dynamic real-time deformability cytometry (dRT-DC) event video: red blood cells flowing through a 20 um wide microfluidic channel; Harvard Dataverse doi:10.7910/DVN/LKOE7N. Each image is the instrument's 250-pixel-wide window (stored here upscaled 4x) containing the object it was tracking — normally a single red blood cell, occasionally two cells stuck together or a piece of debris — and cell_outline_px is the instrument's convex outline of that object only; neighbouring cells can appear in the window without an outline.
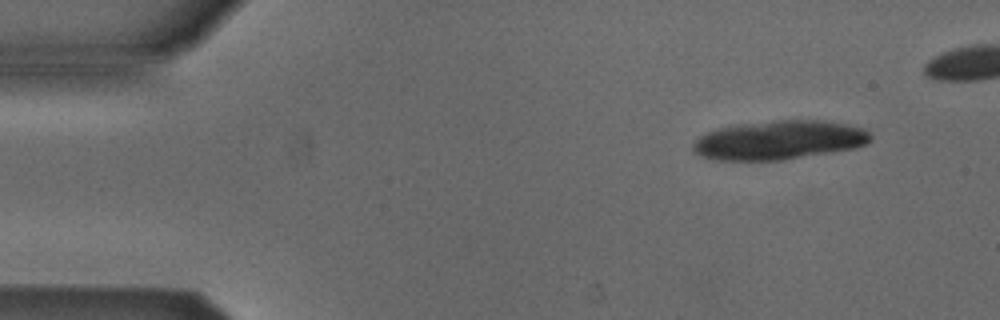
{"species": "Egyptian fruit bat (a non-hibernating species)", "species_latin": "Rousettus aegyptiacus", "temperature_condition": "cold", "stored_images_in_passage": 6, "camera_frame_rate_fps": 3000, "um_per_image_px": 0.085, "animal": {"sex": "male"}, "frame": {"image": 1, "passage_image": 1, "time_ms": 0.0, "image_size_px": [1000, 320], "cell_outline_px": [[872, 140], [856, 148], [784, 160], [712, 160], [700, 156], [692, 152], [692, 144], [700, 136], [716, 128], [736, 124], [776, 120], [820, 120], [844, 124], [864, 128], [872, 136]], "centroid_in_image_um": [66.19, 11.91], "position_along_channel_um": 18.8, "area_um2": 40.63}}
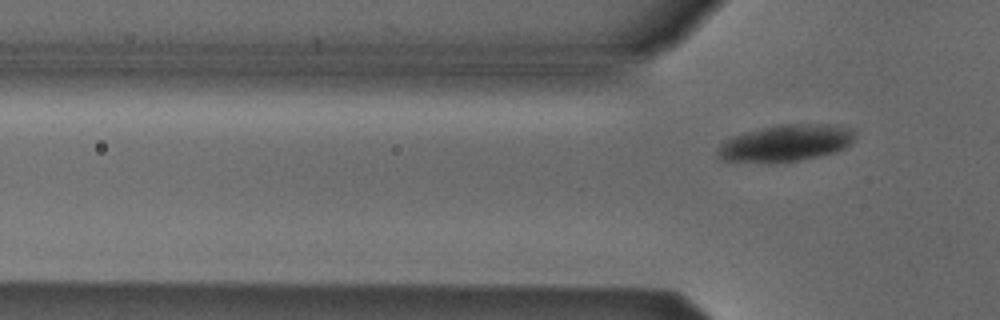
{"frame": {"image": 2, "passage_image": 6, "time_ms": 1.667, "image_size_px": [1000, 320], "cell_outline_px": [[852, 140], [844, 148], [836, 152], [820, 156], [800, 160], [768, 164], [720, 160], [716, 156], [716, 152], [720, 144], [724, 140], [732, 136], [780, 124], [836, 124], [852, 128]], "centroid_in_image_um": [66.73, 12.19], "position_along_channel_um": 59.1, "area_um2": 29.65}}